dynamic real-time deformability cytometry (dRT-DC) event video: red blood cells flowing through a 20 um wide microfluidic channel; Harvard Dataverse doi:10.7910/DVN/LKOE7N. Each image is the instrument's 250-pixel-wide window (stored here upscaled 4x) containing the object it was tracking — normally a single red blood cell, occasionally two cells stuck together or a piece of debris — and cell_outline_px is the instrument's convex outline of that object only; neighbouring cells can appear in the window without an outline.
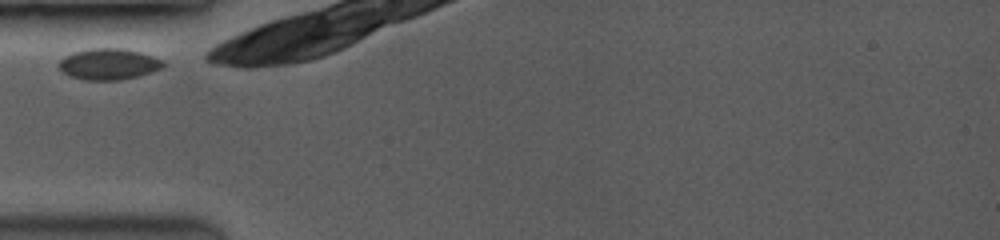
{"species": "common noctule bat (a hibernating species)", "species_latin": "Nyctalus noctula", "temperature_condition": "room temperature", "stored_images_in_passage": 4, "camera_frame_rate_fps": 3500, "um_per_image_px": 0.085, "animal": {"sex": "female", "body_mass_g": 19.0, "forearm_length_mm": 53.3}, "frame": {"image": 1, "passage_image": 1, "time_ms": 0.0, "image_size_px": [1000, 240], "cell_outline_px": [[164, 68], [152, 72], [120, 80], [84, 80], [68, 76], [56, 64], [64, 56], [72, 52], [88, 48], [124, 48], [140, 52], [164, 60]], "centroid_in_image_um": [9.22, 5.44], "position_along_channel_um": 75.8, "area_um2": 19.19}}